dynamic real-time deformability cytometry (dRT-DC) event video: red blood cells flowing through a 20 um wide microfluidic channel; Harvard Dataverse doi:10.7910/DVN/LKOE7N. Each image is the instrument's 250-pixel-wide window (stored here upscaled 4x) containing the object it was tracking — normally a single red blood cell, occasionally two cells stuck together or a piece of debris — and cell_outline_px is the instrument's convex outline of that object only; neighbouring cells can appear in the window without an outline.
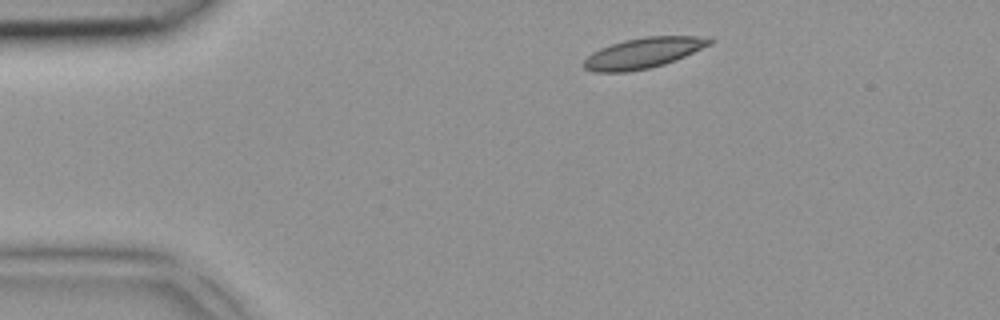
{"species": "common noctule bat (a hibernating species)", "species_latin": "Nyctalus noctula", "temperature_condition": "room temperature", "stored_images_in_passage": 2, "camera_frame_rate_fps": 3000, "um_per_image_px": 0.085, "animal": {"sex": "female", "body_mass_g": 18.4}, "frame": {"image": 1, "passage_image": 1, "time_ms": 0.0, "image_size_px": [1000, 320], "cell_outline_px": [[712, 44], [684, 56], [664, 64], [648, 68], [628, 72], [592, 72], [584, 68], [584, 60], [592, 52], [600, 48], [624, 40], [644, 36], [696, 36], [712, 40]], "centroid_in_image_um": [54.63, 4.51], "position_along_channel_um": 30.4, "area_um2": 22.14}}